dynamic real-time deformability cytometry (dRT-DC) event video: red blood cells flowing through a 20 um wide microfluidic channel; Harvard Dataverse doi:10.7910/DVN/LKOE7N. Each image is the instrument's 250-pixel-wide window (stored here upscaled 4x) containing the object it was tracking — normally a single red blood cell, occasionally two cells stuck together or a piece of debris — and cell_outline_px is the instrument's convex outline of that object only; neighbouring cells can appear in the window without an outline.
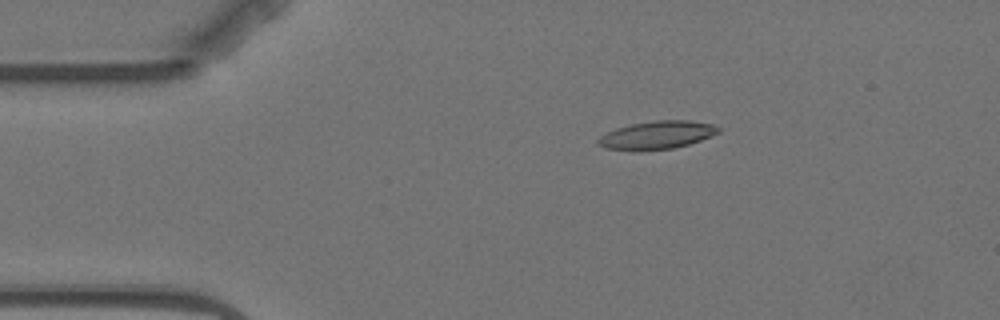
{"species": "Egyptian fruit bat (a non-hibernating species)", "species_latin": "Rousettus aegyptiacus", "temperature_condition": "warm", "stored_images_in_passage": 7, "camera_frame_rate_fps": 3000, "um_per_image_px": 0.085, "animal": {"sex": "female"}, "frame": {"image": 1, "passage_image": 2, "time_ms": 2.0, "image_size_px": [1000, 320], "cell_outline_px": [[720, 132], [700, 140], [688, 144], [672, 148], [640, 152], [636, 152], [604, 148], [596, 144], [596, 140], [600, 136], [616, 128], [632, 124], [656, 120], [688, 120], [712, 124], [720, 128]], "centroid_in_image_um": [55.78, 11.5], "position_along_channel_um": 29.2, "area_um2": 19.88}}
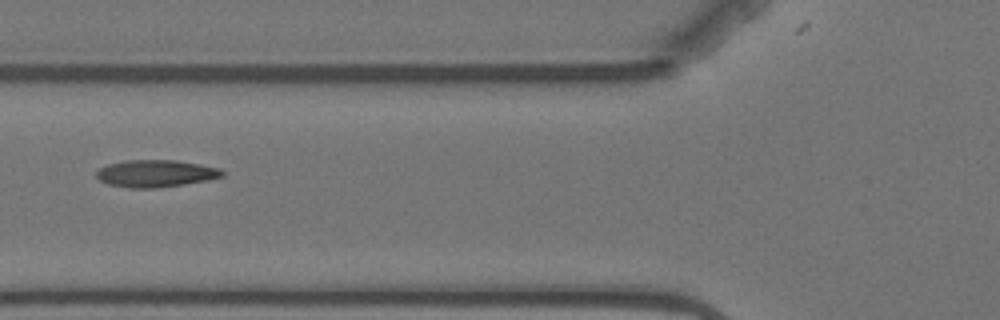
{"frame": {"image": 2, "passage_image": 5, "time_ms": 5.667, "image_size_px": [1000, 320], "cell_outline_px": [[224, 176], [208, 180], [184, 184], [156, 188], [128, 188], [108, 184], [100, 180], [96, 176], [96, 172], [100, 168], [108, 164], [128, 160], [176, 160], [200, 164], [220, 168], [224, 172]], "centroid_in_image_um": [13.25, 14.75], "position_along_channel_um": 112.6, "area_um2": 19.94}}
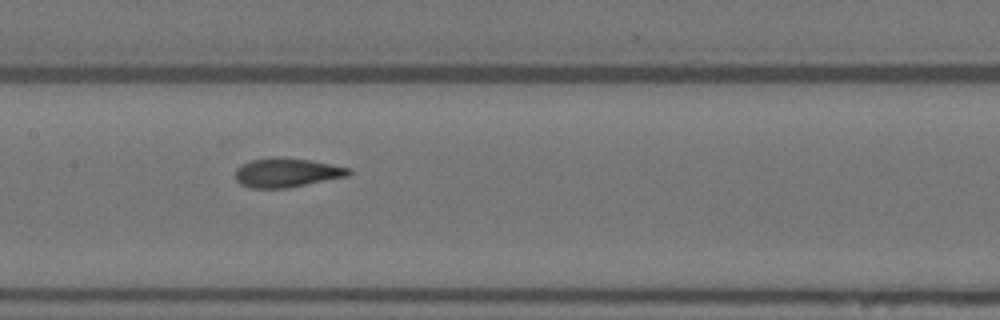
{"frame": {"image": 3, "passage_image": 7, "time_ms": 7.667, "image_size_px": [1000, 320], "cell_outline_px": [[352, 172], [348, 176], [284, 188], [248, 188], [240, 184], [236, 180], [236, 168], [240, 164], [252, 160], [308, 160], [332, 164], [352, 168]], "centroid_in_image_um": [24.38, 14.72], "position_along_channel_um": 183.0, "area_um2": 18.44}}